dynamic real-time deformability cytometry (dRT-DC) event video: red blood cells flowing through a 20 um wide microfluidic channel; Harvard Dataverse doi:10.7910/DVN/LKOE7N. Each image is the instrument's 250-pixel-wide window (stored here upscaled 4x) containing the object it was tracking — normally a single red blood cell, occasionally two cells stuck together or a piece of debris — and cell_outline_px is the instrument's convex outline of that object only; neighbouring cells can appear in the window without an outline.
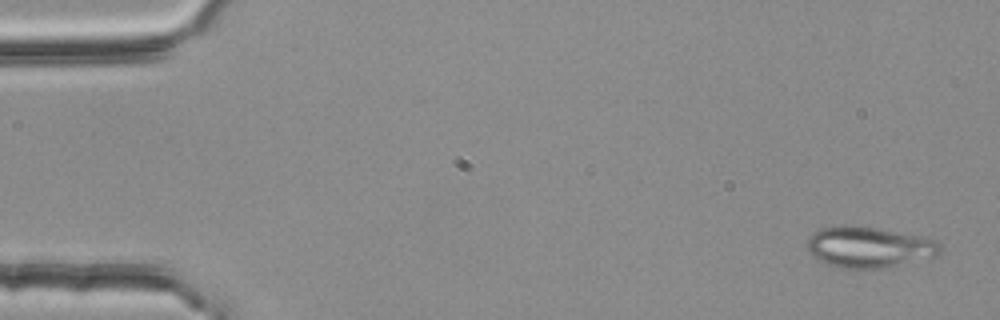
{"species": "common noctule bat (a hibernating species)", "species_latin": "Nyctalus noctula", "temperature_condition": "room temperature", "stored_images_in_passage": 5, "camera_frame_rate_fps": 3000, "um_per_image_px": 0.085, "animal": {"sex": "female", "body_mass_g": 25.1}, "frame": {"image": 1, "passage_image": 1, "time_ms": 0.0, "image_size_px": [1000, 320], "cell_outline_px": [[940, 256], [880, 268], [836, 268], [824, 264], [816, 260], [812, 256], [804, 244], [804, 240], [812, 232], [820, 228], [840, 224], [856, 224], [920, 236], [936, 240], [940, 244]], "centroid_in_image_um": [73.76, 20.99], "position_along_channel_um": 11.2, "area_um2": 32.54}}